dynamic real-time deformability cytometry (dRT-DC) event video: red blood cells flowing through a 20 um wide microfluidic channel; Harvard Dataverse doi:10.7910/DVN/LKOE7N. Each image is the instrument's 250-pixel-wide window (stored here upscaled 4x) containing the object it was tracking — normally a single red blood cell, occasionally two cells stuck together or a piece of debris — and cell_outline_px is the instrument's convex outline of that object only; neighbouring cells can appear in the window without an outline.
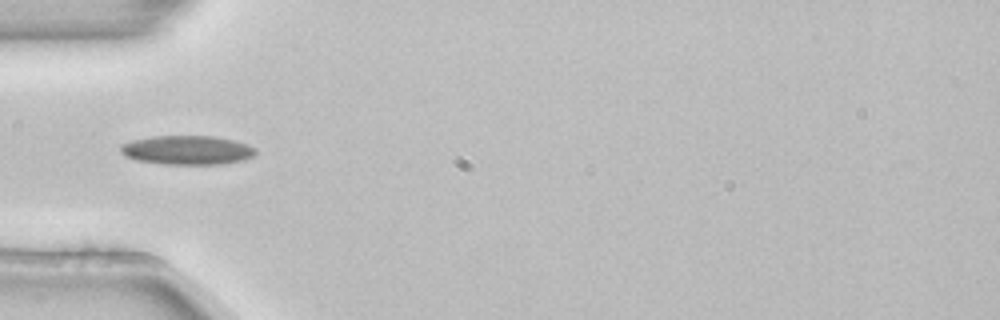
{"species": "common noctule bat (a hibernating species)", "species_latin": "Nyctalus noctula", "temperature_condition": "room temperature", "stored_images_in_passage": 1, "camera_frame_rate_fps": 3000, "um_per_image_px": 0.085, "animal": {"sex": "female", "body_mass_g": 22.7, "forearm_length_mm": 54.2}, "frame": {"image": 1, "passage_image": 1, "time_ms": 0.0, "image_size_px": [1000, 320], "cell_outline_px": [[256, 152], [252, 156], [244, 160], [220, 164], [164, 164], [136, 160], [124, 156], [120, 152], [120, 144], [132, 140], [152, 136], [212, 136], [232, 140], [248, 144], [256, 148]], "centroid_in_image_um": [15.88, 12.76], "position_along_channel_um": 69.1, "area_um2": 22.95}}